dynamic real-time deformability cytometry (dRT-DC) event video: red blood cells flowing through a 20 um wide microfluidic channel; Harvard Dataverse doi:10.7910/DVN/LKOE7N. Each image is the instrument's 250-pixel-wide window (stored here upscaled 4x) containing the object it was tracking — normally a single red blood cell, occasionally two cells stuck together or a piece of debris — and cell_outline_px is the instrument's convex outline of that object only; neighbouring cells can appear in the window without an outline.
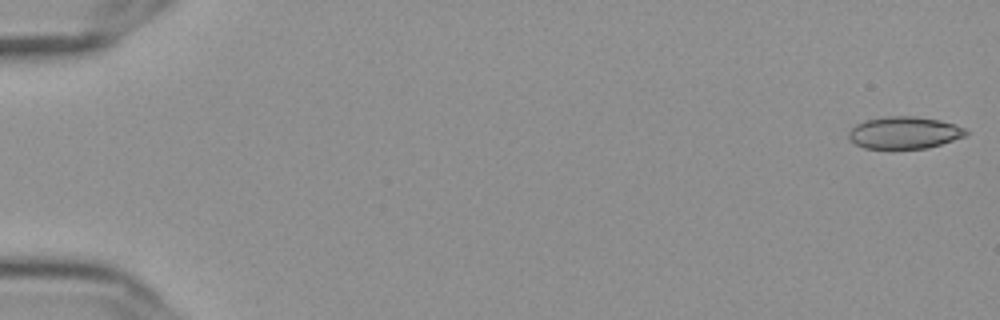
{"species": "Egyptian fruit bat (a non-hibernating species)", "species_latin": "Rousettus aegyptiacus", "temperature_condition": "cold", "stored_images_in_passage": 15, "camera_frame_rate_fps": 3000, "um_per_image_px": 0.085, "frame": {"image": 1, "passage_image": 1, "time_ms": 0.0, "image_size_px": [1000, 320], "cell_outline_px": [[968, 136], [928, 148], [864, 148], [848, 140], [848, 132], [856, 124], [864, 120], [884, 116], [912, 116], [940, 120], [956, 124], [964, 128], [968, 132]], "centroid_in_image_um": [76.87, 11.27], "position_along_channel_um": 8.1, "area_um2": 22.14}}